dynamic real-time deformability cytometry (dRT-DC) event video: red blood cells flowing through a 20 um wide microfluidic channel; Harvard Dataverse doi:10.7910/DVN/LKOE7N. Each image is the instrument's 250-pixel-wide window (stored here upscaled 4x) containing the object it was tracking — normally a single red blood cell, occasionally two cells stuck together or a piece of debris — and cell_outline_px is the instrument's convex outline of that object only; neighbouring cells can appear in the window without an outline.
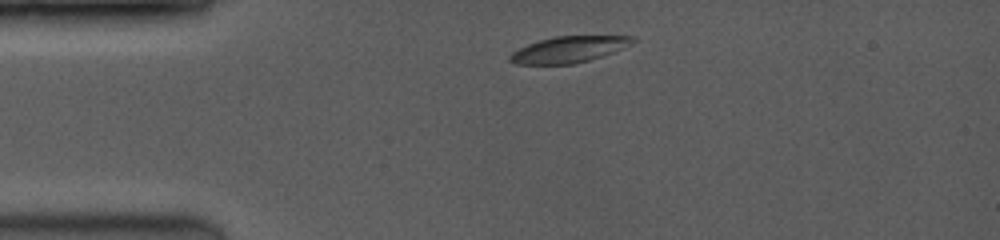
{"species": "common noctule bat (a hibernating species)", "species_latin": "Nyctalus noctula", "temperature_condition": "room temperature", "stored_images_in_passage": 2, "camera_frame_rate_fps": 3500, "um_per_image_px": 0.085, "animal": {"sex": "female", "body_mass_g": 19.0, "forearm_length_mm": 53.3}, "frame": {"image": 1, "passage_image": 1, "time_ms": 0.0, "image_size_px": [1000, 240], "cell_outline_px": [[636, 40], [632, 44], [624, 48], [588, 60], [572, 64], [516, 64], [508, 60], [508, 56], [512, 52], [528, 44], [540, 40], [556, 36], [632, 36]], "centroid_in_image_um": [48.33, 4.2], "position_along_channel_um": 36.7, "area_um2": 18.55}}